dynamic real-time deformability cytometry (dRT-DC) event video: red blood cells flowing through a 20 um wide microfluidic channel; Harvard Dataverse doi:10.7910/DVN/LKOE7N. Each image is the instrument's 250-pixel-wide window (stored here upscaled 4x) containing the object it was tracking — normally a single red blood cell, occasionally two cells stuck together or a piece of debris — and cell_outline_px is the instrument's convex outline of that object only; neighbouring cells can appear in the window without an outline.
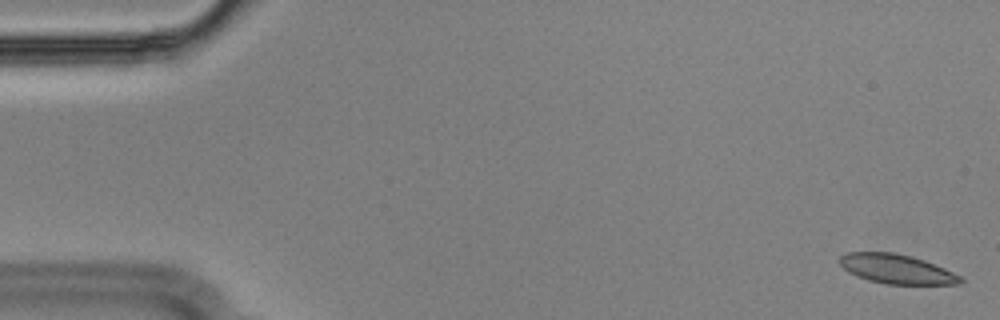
{"species": "Egyptian fruit bat (a non-hibernating species)", "species_latin": "Rousettus aegyptiacus", "temperature_condition": "cold", "stored_images_in_passage": 56, "camera_frame_rate_fps": 3000, "um_per_image_px": 0.085, "animal": {"sex": "male"}, "frame": {"image": 1, "passage_image": 1, "time_ms": 0.0, "image_size_px": [1000, 320], "cell_outline_px": [[964, 280], [960, 284], [884, 284], [868, 280], [856, 276], [848, 272], [840, 264], [840, 256], [848, 252], [896, 252], [912, 256], [924, 260], [944, 268], [960, 276]], "centroid_in_image_um": [76.2, 22.86], "position_along_channel_um": 8.8, "area_um2": 20.69}}
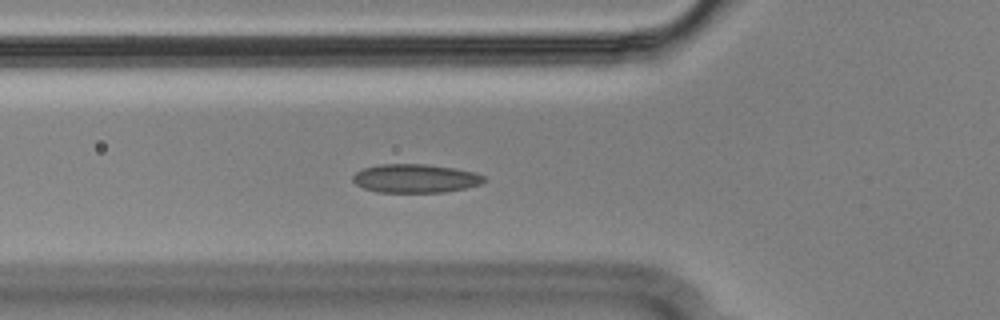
{"frame": {"image": 2, "passage_image": 19, "time_ms": 6.0, "image_size_px": [1000, 320], "cell_outline_px": [[488, 180], [480, 184], [464, 188], [444, 192], [376, 192], [364, 188], [356, 184], [352, 180], [352, 176], [356, 172], [364, 168], [380, 164], [424, 164], [456, 168], [476, 172], [484, 176]], "centroid_in_image_um": [35.32, 15.16], "position_along_channel_um": 90.5, "area_um2": 21.96}}
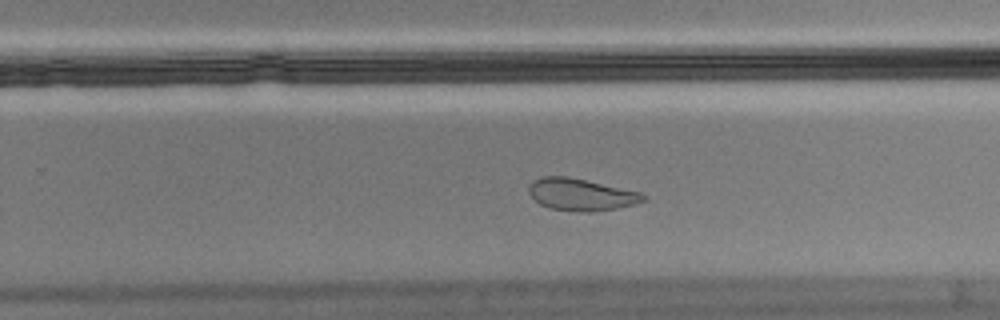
{"frame": {"image": 3, "passage_image": 35, "time_ms": 11.333, "image_size_px": [1000, 320], "cell_outline_px": [[648, 196], [644, 200], [632, 204], [616, 208], [592, 212], [584, 212], [552, 208], [540, 204], [528, 192], [528, 188], [540, 176], [568, 176], [640, 192]], "centroid_in_image_um": [49.39, 16.53], "position_along_channel_um": 280.4, "area_um2": 20.98}, "authors_computed_cell_mechanics": {"area_um2": 21.8484, "velocity_mm_per_s": 3.5525, "shape_relaxation_time_tau1_ms": null, "shape_relaxation_time_tau2_ms": 2.466, "deformation_change_tau1": null, "deformation_change_tau2": 0.0684}}